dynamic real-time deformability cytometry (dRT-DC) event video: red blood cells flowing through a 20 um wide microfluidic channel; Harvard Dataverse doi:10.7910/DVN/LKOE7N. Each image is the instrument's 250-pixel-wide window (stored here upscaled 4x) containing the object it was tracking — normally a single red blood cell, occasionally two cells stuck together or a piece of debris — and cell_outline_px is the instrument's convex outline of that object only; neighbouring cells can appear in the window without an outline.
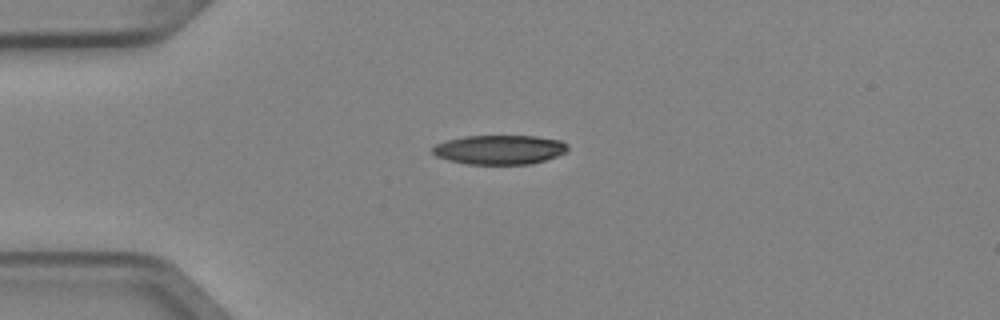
{"species": "Egyptian fruit bat (a non-hibernating species)", "species_latin": "Rousettus aegyptiacus", "temperature_condition": "cold", "stored_images_in_passage": 4, "camera_frame_rate_fps": 3000, "um_per_image_px": 0.085, "animal": {"sex": "female"}, "frame": {"image": 1, "passage_image": 2, "time_ms": 0.333, "image_size_px": [1000, 320], "cell_outline_px": [[568, 148], [564, 152], [556, 156], [532, 164], [468, 164], [448, 160], [436, 156], [432, 152], [432, 148], [436, 144], [448, 140], [464, 136], [536, 136], [560, 140], [568, 144]], "centroid_in_image_um": [42.46, 12.72], "position_along_channel_um": 42.5, "area_um2": 23.0}}
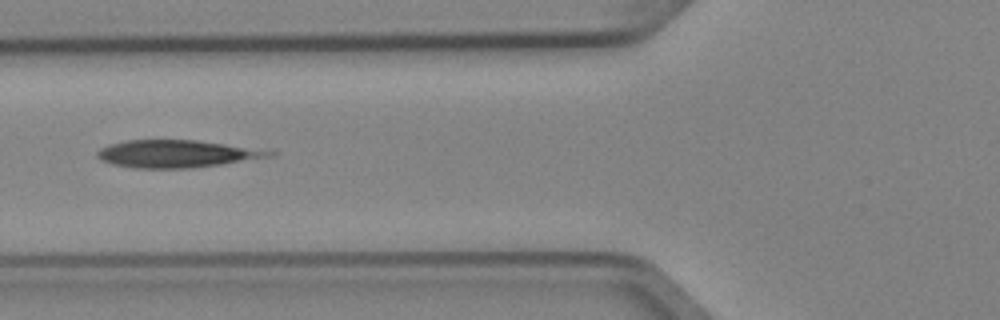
{"frame": {"image": 2, "passage_image": 4, "time_ms": 1.0, "image_size_px": [1000, 320], "cell_outline_px": [[276, 152], [272, 156], [220, 164], [192, 168], [132, 168], [112, 164], [100, 160], [96, 156], [96, 152], [100, 148], [112, 144], [128, 140], [196, 140], [224, 144]], "centroid_in_image_um": [14.91, 13.08], "position_along_channel_um": 110.9, "area_um2": 27.05}}